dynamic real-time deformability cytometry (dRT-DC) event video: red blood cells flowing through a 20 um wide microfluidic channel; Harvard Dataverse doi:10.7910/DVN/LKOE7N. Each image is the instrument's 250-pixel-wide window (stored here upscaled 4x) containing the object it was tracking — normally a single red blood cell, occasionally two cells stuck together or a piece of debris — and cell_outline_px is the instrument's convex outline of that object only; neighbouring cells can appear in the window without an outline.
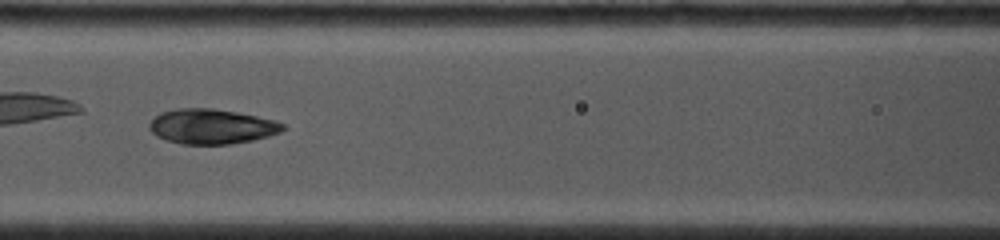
{"species": "common noctule bat (a hibernating species)", "species_latin": "Nyctalus noctula", "temperature_condition": "cold", "stored_images_in_passage": 39, "camera_frame_rate_fps": 4500, "um_per_image_px": 0.085, "animal": {"sex": "female", "body_mass_g": 19.0, "forearm_length_mm": 53.3}, "frame": {"image": 1, "passage_image": 12, "time_ms": 2.444, "image_size_px": [1000, 240], "cell_outline_px": [[288, 128], [280, 132], [268, 136], [252, 140], [232, 144], [184, 144], [164, 140], [156, 136], [148, 128], [148, 124], [160, 112], [176, 108], [212, 108], [236, 112], [276, 120], [284, 124]], "centroid_in_image_um": [17.98, 10.75], "position_along_channel_um": 148.6, "area_um2": 27.34}, "authors_computed_cell_mechanics": {"area_um2": 27.3394, "velocity_mm_per_s": 4.0616, "shape_relaxation_time_tau1_ms": 10.1651, "shape_relaxation_time_tau2_ms": 1.6186, "deformation_change_tau1": 0.1978, "deformation_change_tau2": 0.0539}}